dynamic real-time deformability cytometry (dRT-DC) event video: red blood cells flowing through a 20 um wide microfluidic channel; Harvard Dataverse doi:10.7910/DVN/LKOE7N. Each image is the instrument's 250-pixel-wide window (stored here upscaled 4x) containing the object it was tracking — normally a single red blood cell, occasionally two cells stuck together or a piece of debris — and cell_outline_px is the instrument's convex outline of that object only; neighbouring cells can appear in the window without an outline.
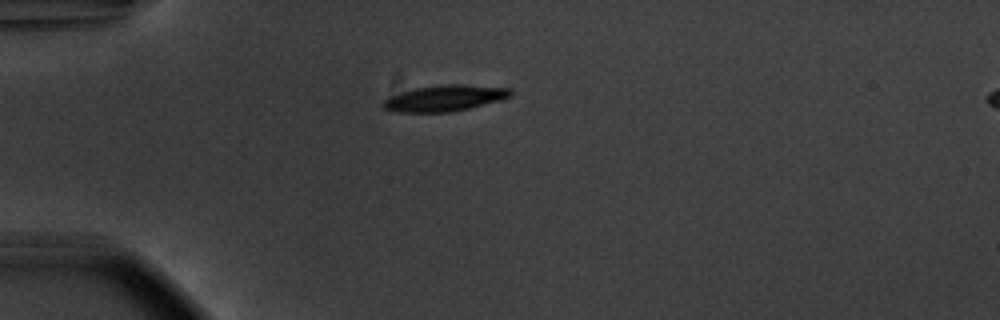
{"species": "common noctule bat (a hibernating species)", "species_latin": "Nyctalus noctula", "temperature_condition": "warm", "stored_images_in_passage": 36, "camera_frame_rate_fps": 3000, "um_per_image_px": 0.085, "animal": {"sex": "male", "body_mass_g": 20.1, "forearm_length_mm": 53.5}, "frame": {"image": 1, "passage_image": 1, "time_ms": 0.0, "image_size_px": [1000, 320], "cell_outline_px": [[512, 96], [500, 100], [468, 108], [448, 112], [396, 112], [384, 108], [380, 104], [388, 96], [412, 88], [440, 84], [464, 84], [512, 88]], "centroid_in_image_um": [37.77, 8.32], "position_along_channel_um": 47.2, "area_um2": 19.59}}
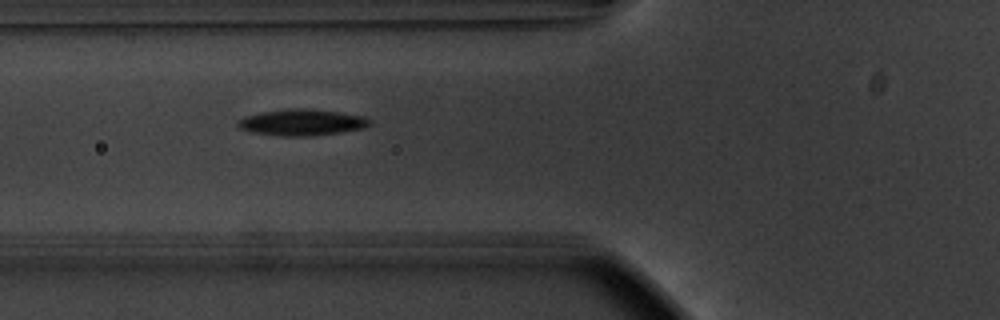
{"frame": {"image": 2, "passage_image": 7, "time_ms": 2.0, "image_size_px": [1000, 320], "cell_outline_px": [[372, 124], [364, 128], [340, 132], [308, 136], [280, 136], [252, 132], [240, 128], [236, 124], [236, 120], [244, 116], [260, 112], [292, 108], [304, 108], [336, 112], [364, 116], [372, 120]], "centroid_in_image_um": [25.64, 10.4], "position_along_channel_um": 100.2, "area_um2": 20.23}}
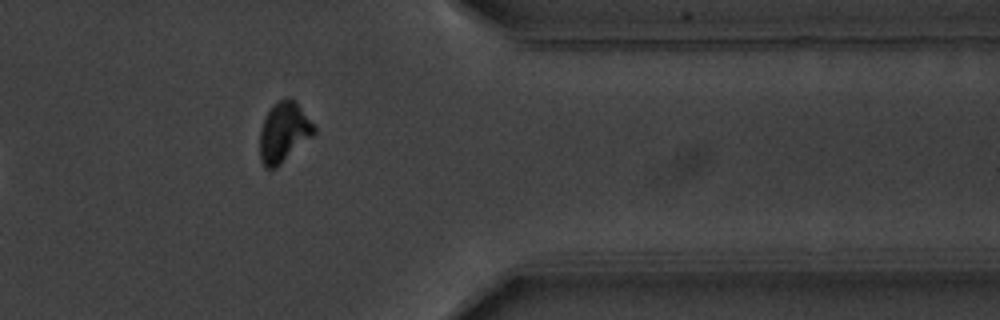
{"frame": {"image": 3, "passage_image": 31, "time_ms": 10.0, "image_size_px": [1000, 320], "cell_outline_px": [[316, 132], [312, 136], [276, 168], [264, 168], [260, 160], [260, 128], [268, 112], [280, 100], [288, 96], [300, 108], [316, 128]], "centroid_in_image_um": [24.1, 11.28], "position_along_channel_um": 387.3, "area_um2": 18.44}, "authors_computed_cell_mechanics": {"area_um2": 19.5364, "velocity_mm_per_s": 3.7194, "shape_relaxation_time_tau1_ms": 2.3374, "shape_relaxation_time_tau2_ms": null, "deformation_change_tau1": 0.1424, "deformation_change_tau2": null}}